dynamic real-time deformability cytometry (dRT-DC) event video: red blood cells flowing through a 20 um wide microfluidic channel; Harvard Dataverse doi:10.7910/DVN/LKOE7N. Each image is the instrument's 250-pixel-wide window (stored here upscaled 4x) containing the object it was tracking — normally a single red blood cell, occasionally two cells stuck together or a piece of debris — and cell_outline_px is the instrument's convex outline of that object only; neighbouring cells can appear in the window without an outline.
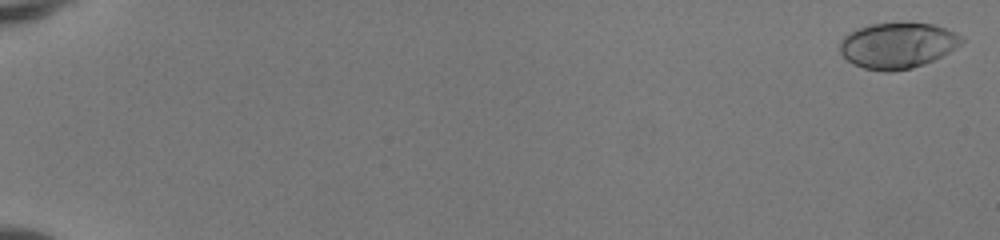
{"species": "human", "species_latin": "Homo sapiens", "temperature_condition": "room temperature", "stored_images_in_passage": 10, "camera_frame_rate_fps": 3000, "um_per_image_px": 0.085, "donor": {"sex": "female"}, "frame": {"image": 1, "passage_image": 1, "time_ms": 0.0, "image_size_px": [1000, 240], "cell_outline_px": [[964, 40], [956, 48], [924, 64], [912, 68], [892, 72], [884, 72], [864, 68], [852, 64], [840, 52], [840, 40], [848, 32], [856, 28], [872, 24], [932, 24], [956, 32], [964, 36]], "centroid_in_image_um": [76.27, 3.88], "position_along_channel_um": 8.7, "area_um2": 32.31}}